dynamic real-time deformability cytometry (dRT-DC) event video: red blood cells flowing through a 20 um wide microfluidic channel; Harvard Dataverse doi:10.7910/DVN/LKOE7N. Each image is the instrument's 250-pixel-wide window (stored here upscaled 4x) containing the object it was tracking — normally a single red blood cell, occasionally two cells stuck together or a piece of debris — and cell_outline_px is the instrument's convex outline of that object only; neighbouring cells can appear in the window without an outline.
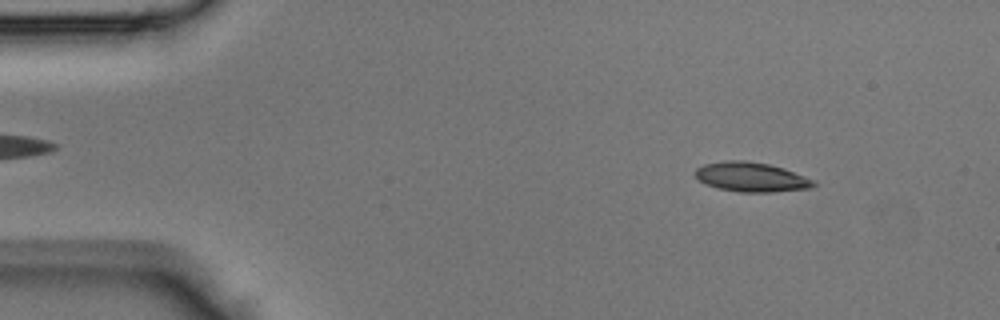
{"species": "Egyptian fruit bat (a non-hibernating species)", "species_latin": "Rousettus aegyptiacus", "temperature_condition": "room temperature", "stored_images_in_passage": 44, "camera_frame_rate_fps": 3000, "um_per_image_px": 0.085, "animal": {"sex": "male"}, "frame": {"image": 1, "passage_image": 5, "time_ms": 1.333, "image_size_px": [1000, 320], "cell_outline_px": [[816, 184], [812, 188], [772, 192], [740, 192], [716, 188], [704, 184], [692, 172], [696, 168], [704, 164], [728, 160], [744, 160], [768, 164], [784, 168], [816, 180]], "centroid_in_image_um": [63.85, 15.05], "position_along_channel_um": 21.1, "area_um2": 20.58}}
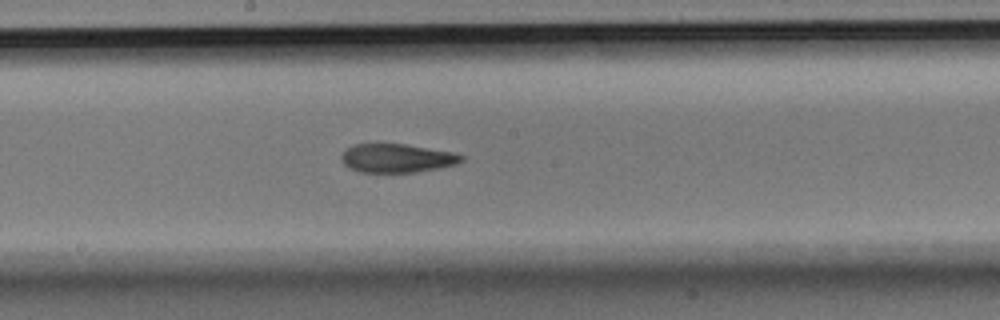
{"frame": {"image": 2, "passage_image": 23, "time_ms": 7.333, "image_size_px": [1000, 320], "cell_outline_px": [[464, 160], [456, 164], [440, 168], [416, 172], [360, 172], [344, 164], [340, 156], [352, 144], [404, 144], [456, 152], [464, 156]], "centroid_in_image_um": [33.79, 13.44], "position_along_channel_um": 214.4, "area_um2": 20.06}}
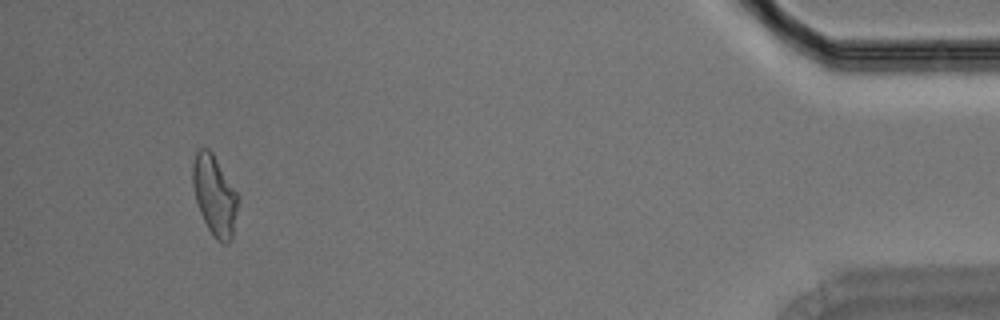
{"frame": {"image": 3, "passage_image": 41, "time_ms": 13.333, "image_size_px": [1000, 320], "cell_outline_px": [[240, 196], [232, 240], [228, 244], [220, 244], [216, 240], [208, 228], [200, 212], [196, 200], [192, 184], [192, 164], [196, 152], [200, 148], [208, 148], [212, 152]], "centroid_in_image_um": [18.26, 16.64], "position_along_channel_um": 416.9, "area_um2": 21.44}}